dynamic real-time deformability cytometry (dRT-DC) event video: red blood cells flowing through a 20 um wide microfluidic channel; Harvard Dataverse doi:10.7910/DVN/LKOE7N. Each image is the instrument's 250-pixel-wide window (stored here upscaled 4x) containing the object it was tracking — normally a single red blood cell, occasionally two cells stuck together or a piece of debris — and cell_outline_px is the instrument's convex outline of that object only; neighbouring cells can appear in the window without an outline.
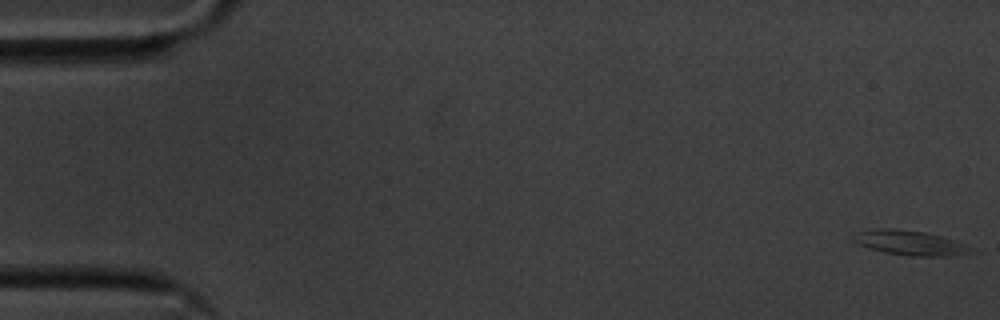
{"species": "common noctule bat (a hibernating species)", "species_latin": "Nyctalus noctula", "temperature_condition": "cold", "stored_images_in_passage": 57, "camera_frame_rate_fps": 3000, "um_per_image_px": 0.085, "animal": {"sex": "male", "body_mass_g": 20.1, "forearm_length_mm": 53.5}, "frame": {"image": 1, "passage_image": 1, "time_ms": 0.0, "image_size_px": [1000, 320], "cell_outline_px": [[968, 252], [944, 256], [908, 256], [884, 252], [868, 248], [860, 244], [852, 236], [860, 232], [880, 228], [892, 228], [924, 232], [940, 236], [952, 240], [968, 248]], "centroid_in_image_um": [77.24, 20.64], "position_along_channel_um": 7.8, "area_um2": 16.07}}
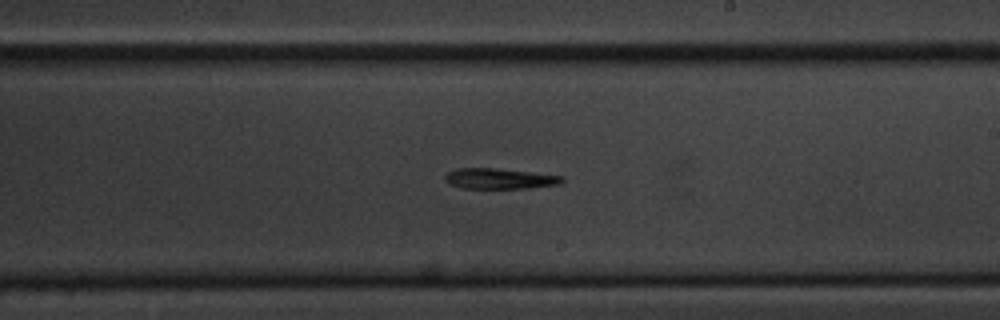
{"frame": {"image": 2, "passage_image": 33, "time_ms": 10.667, "image_size_px": [1000, 320], "cell_outline_px": [[564, 180], [560, 184], [528, 188], [460, 188], [448, 184], [444, 180], [444, 176], [448, 172], [456, 168], [496, 168], [564, 176]], "centroid_in_image_um": [42.42, 15.18], "position_along_channel_um": 246.6, "area_um2": 14.1}}
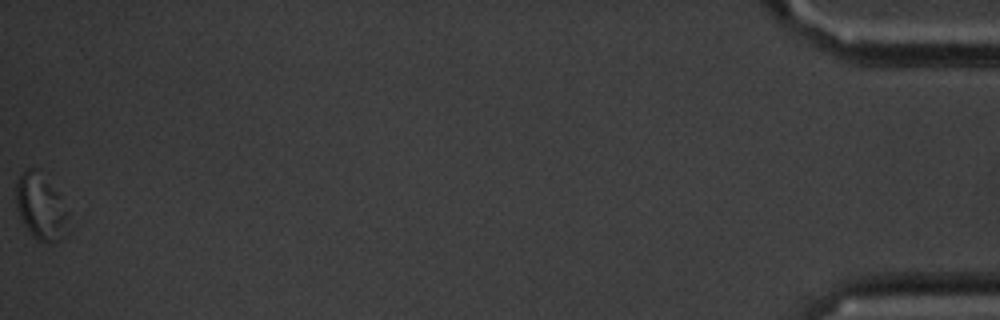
{"frame": {"image": 3, "passage_image": 57, "time_ms": 18.667, "image_size_px": [1000, 320], "cell_outline_px": [[68, 236], [52, 244], [48, 244], [32, 236], [28, 232], [20, 216], [16, 204], [16, 184], [20, 176], [28, 168], [36, 168], [60, 196], [68, 212]], "centroid_in_image_um": [3.5, 17.66], "position_along_channel_um": 431.7, "area_um2": 20.11}, "authors_computed_cell_mechanics": {"area_um2": 15.4904, "velocity_mm_per_s": 3.5249, "shape_relaxation_time_tau1_ms": 2.4812, "shape_relaxation_time_tau2_ms": null, "deformation_change_tau1": 0.1333, "deformation_change_tau2": null}}